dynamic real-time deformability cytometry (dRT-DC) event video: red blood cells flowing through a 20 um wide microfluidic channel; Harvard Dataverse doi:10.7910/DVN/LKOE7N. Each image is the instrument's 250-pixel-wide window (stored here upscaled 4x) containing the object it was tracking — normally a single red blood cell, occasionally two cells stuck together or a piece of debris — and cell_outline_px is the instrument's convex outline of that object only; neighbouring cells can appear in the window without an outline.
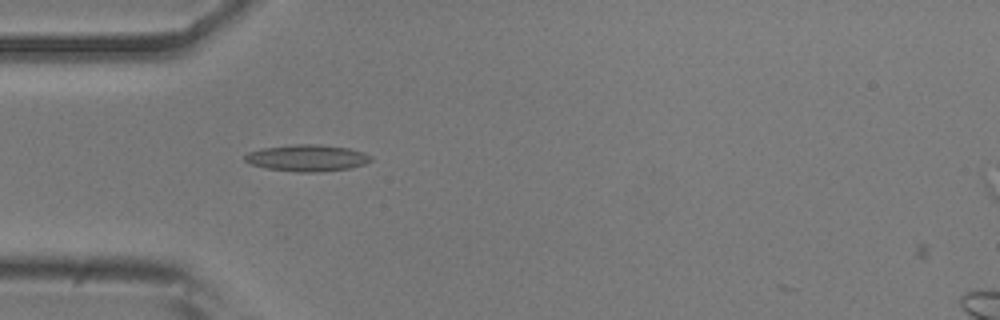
{"species": "common noctule bat (a hibernating species)", "species_latin": "Nyctalus noctula", "temperature_condition": "room temperature", "stored_images_in_passage": 2, "camera_frame_rate_fps": 3000, "um_per_image_px": 0.085, "animal": {"sex": "male", "body_mass_g": 20.5, "forearm_length_mm": 52.5}, "frame": {"image": 1, "passage_image": 1, "time_ms": 0.0, "image_size_px": [1000, 320], "cell_outline_px": [[372, 160], [364, 164], [348, 168], [312, 172], [300, 172], [268, 168], [252, 164], [244, 160], [244, 156], [248, 152], [264, 148], [292, 144], [320, 144], [348, 148], [364, 152], [372, 156]], "centroid_in_image_um": [26.12, 13.41], "position_along_channel_um": 58.9, "area_um2": 19.31}}